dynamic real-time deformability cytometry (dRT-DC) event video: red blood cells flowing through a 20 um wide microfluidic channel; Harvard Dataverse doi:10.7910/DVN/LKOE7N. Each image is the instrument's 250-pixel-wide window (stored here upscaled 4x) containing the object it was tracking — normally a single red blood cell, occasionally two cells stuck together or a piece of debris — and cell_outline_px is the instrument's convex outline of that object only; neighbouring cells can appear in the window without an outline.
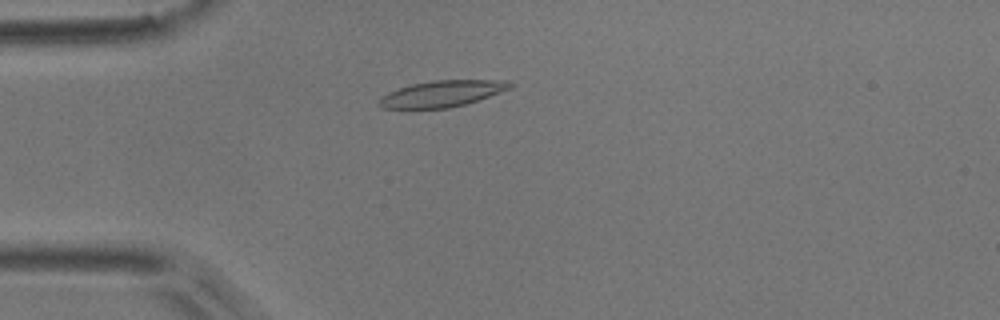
{"species": "common noctule bat (a hibernating species)", "species_latin": "Nyctalus noctula", "temperature_condition": "room temperature", "stored_images_in_passage": 51, "camera_frame_rate_fps": 3000, "um_per_image_px": 0.085, "animal": {"sex": "male", "body_mass_g": 17.9}, "frame": {"image": 1, "passage_image": 11, "time_ms": 3.333, "image_size_px": [1000, 320], "cell_outline_px": [[516, 84], [512, 88], [464, 104], [448, 108], [380, 108], [376, 104], [380, 96], [388, 92], [412, 84], [432, 80], [508, 80]], "centroid_in_image_um": [37.56, 7.95], "position_along_channel_um": 47.4, "area_um2": 20.06}}
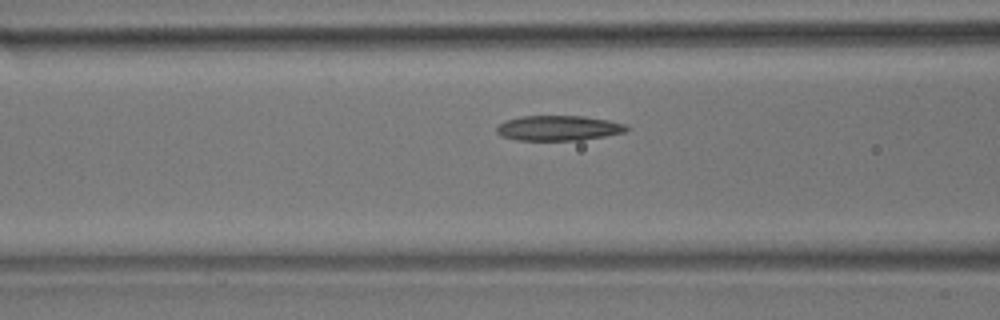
{"frame": {"image": 2, "passage_image": 18, "time_ms": 5.667, "image_size_px": [1000, 320], "cell_outline_px": [[632, 128], [624, 132], [604, 136], [580, 140], [516, 140], [500, 136], [496, 132], [496, 128], [500, 124], [508, 120], [520, 116], [584, 116], [608, 120], [624, 124]], "centroid_in_image_um": [47.47, 10.89], "position_along_channel_um": 119.1, "area_um2": 18.96}}
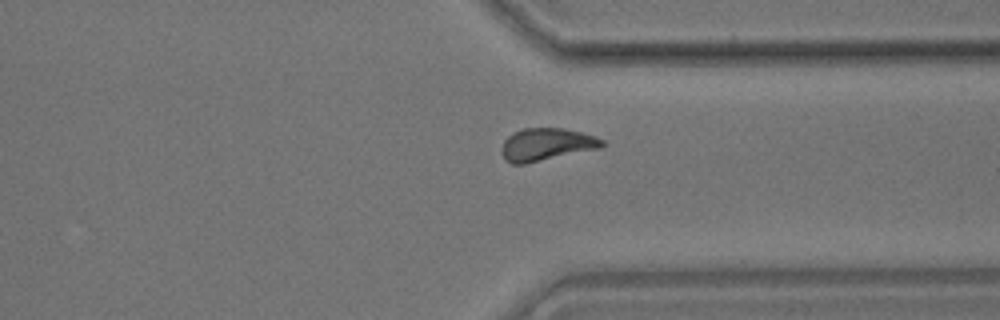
{"frame": {"image": 3, "passage_image": 38, "time_ms": 12.333, "image_size_px": [1000, 320], "cell_outline_px": [[604, 148], [524, 164], [512, 164], [504, 160], [504, 140], [508, 136], [524, 128], [564, 128], [584, 132], [596, 136], [604, 140]], "centroid_in_image_um": [46.55, 12.28], "position_along_channel_um": 364.9, "area_um2": 19.13}, "authors_computed_cell_mechanics": {"area_um2": 19.2474, "velocity_mm_per_s": 3.6859, "shape_relaxation_time_tau1_ms": 4.0604, "shape_relaxation_time_tau2_ms": 1.9234, "deformation_change_tau1": 0.138, "deformation_change_tau2": 0.0709}}